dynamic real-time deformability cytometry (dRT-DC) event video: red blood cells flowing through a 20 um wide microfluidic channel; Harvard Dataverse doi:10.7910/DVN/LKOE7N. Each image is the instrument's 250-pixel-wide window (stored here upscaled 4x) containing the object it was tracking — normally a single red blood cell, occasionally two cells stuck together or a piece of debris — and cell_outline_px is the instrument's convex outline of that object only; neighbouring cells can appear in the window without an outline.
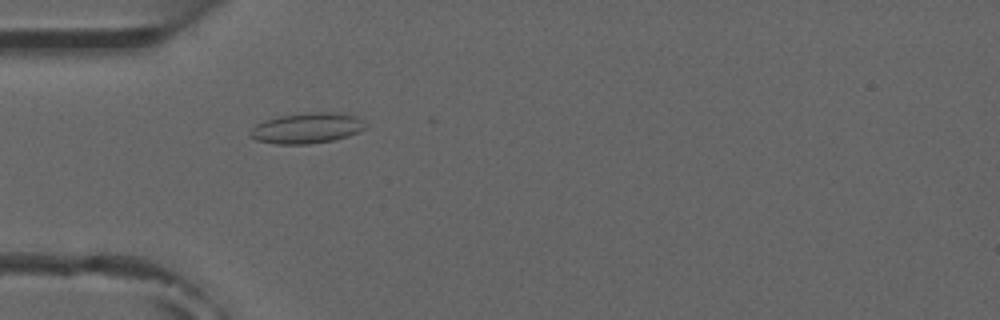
{"species": "common noctule bat (a hibernating species)", "species_latin": "Nyctalus noctula", "temperature_condition": "room temperature", "stored_images_in_passage": 3, "camera_frame_rate_fps": 3000, "um_per_image_px": 0.085, "animal": {"sex": "male", "forearm_length_mm": 52.5}, "frame": {"image": 1, "passage_image": 3, "time_ms": 3.0, "image_size_px": [1000, 320], "cell_outline_px": [[364, 128], [360, 132], [348, 136], [332, 140], [308, 144], [276, 144], [256, 140], [248, 136], [248, 132], [256, 124], [264, 120], [280, 116], [312, 112], [344, 112], [356, 116], [360, 120]], "centroid_in_image_um": [26.04, 10.89], "position_along_channel_um": 59.0, "area_um2": 20.52}}